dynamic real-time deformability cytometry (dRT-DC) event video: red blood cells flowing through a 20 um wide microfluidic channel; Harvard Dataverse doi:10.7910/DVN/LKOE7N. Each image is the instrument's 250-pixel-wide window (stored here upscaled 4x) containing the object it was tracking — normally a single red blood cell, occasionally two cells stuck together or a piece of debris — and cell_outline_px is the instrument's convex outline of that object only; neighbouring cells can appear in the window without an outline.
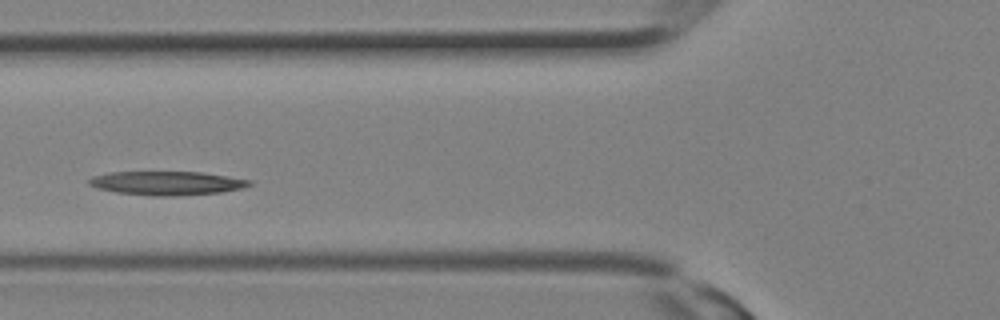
{"species": "Egyptian fruit bat (a non-hibernating species)", "species_latin": "Rousettus aegyptiacus", "temperature_condition": "room temperature", "stored_images_in_passage": 13, "camera_frame_rate_fps": 3000, "um_per_image_px": 0.085, "animal": {"sex": "female"}, "frame": {"image": 1, "passage_image": 8, "time_ms": 2.333, "image_size_px": [1000, 320], "cell_outline_px": [[252, 184], [244, 188], [220, 192], [180, 196], [152, 196], [116, 192], [100, 188], [88, 184], [88, 180], [92, 176], [108, 172], [200, 172], [252, 180]], "centroid_in_image_um": [14.19, 15.57], "position_along_channel_um": 111.6, "area_um2": 22.25}}
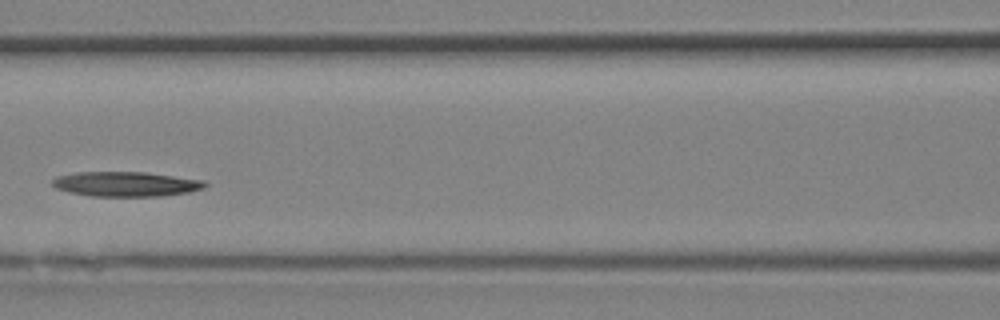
{"frame": {"image": 2, "passage_image": 10, "time_ms": 3.0, "image_size_px": [1000, 320], "cell_outline_px": [[208, 184], [204, 188], [188, 192], [160, 196], [92, 196], [68, 192], [56, 188], [52, 184], [52, 180], [56, 176], [76, 172], [144, 172], [204, 180]], "centroid_in_image_um": [10.68, 15.64], "position_along_channel_um": 155.9, "area_um2": 22.02}}